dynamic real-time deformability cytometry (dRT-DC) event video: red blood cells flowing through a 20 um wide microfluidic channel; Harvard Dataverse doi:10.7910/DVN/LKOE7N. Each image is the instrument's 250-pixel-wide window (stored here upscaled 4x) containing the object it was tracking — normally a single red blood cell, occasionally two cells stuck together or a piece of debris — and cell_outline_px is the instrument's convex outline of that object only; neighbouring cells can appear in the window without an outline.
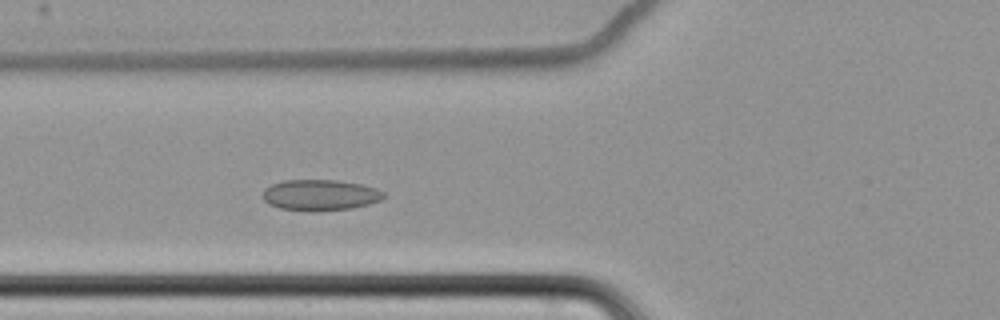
{"species": "common noctule bat (a hibernating species)", "species_latin": "Nyctalus noctula", "temperature_condition": "cold", "stored_images_in_passage": 56, "camera_frame_rate_fps": 3000, "um_per_image_px": 0.085, "animal": {"sex": "female", "body_mass_g": 22.7, "forearm_length_mm": 54.2}, "frame": {"image": 1, "passage_image": 19, "time_ms": 6.0, "image_size_px": [1000, 320], "cell_outline_px": [[384, 196], [380, 200], [368, 204], [352, 208], [312, 212], [308, 212], [280, 208], [268, 204], [264, 200], [264, 188], [272, 184], [284, 180], [336, 180], [360, 184], [376, 188], [384, 192]], "centroid_in_image_um": [27.19, 16.59], "position_along_channel_um": 98.6, "area_um2": 21.85}}
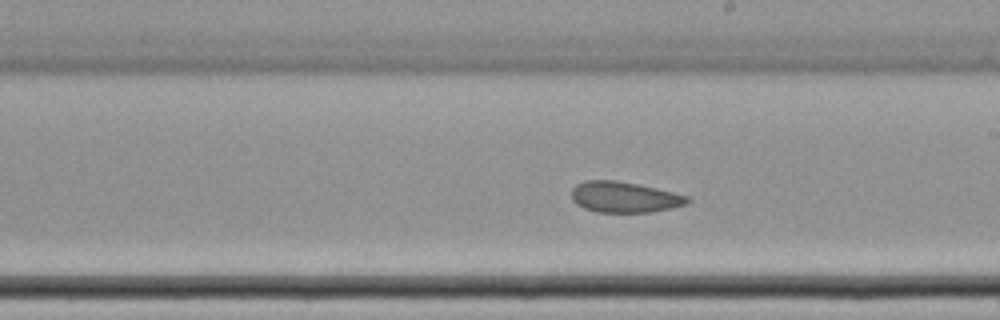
{"frame": {"image": 2, "passage_image": 31, "time_ms": 10.0, "image_size_px": [1000, 320], "cell_outline_px": [[692, 200], [688, 204], [672, 208], [652, 212], [596, 212], [584, 208], [576, 204], [572, 200], [572, 188], [576, 184], [584, 180], [616, 180], [656, 188], [688, 196]], "centroid_in_image_um": [53.07, 16.76], "position_along_channel_um": 235.9, "area_um2": 20.92}}
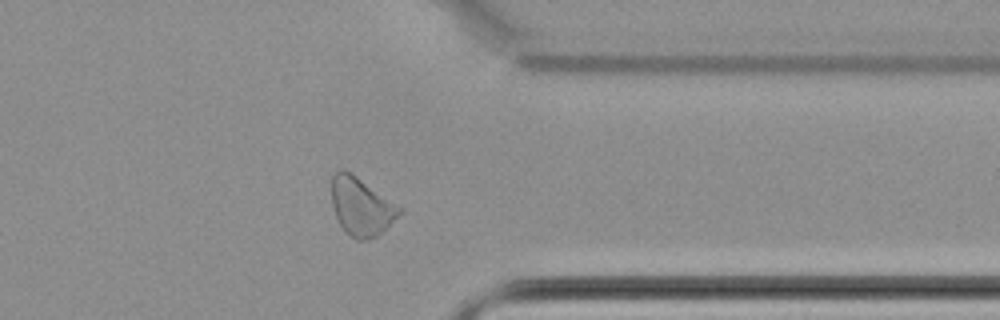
{"frame": {"image": 3, "passage_image": 44, "time_ms": 14.333, "image_size_px": [1000, 320], "cell_outline_px": [[404, 208], [376, 236], [364, 240], [356, 240], [340, 224], [336, 216], [332, 204], [332, 176], [340, 168], [344, 168]], "centroid_in_image_um": [30.68, 17.51], "position_along_channel_um": 380.7, "area_um2": 22.37}, "authors_computed_cell_mechanics": {"area_um2": 22.3397, "velocity_mm_per_s": 3.4401, "shape_relaxation_time_tau1_ms": null, "shape_relaxation_time_tau2_ms": 3.1169, "deformation_change_tau1": null, "deformation_change_tau2": 0.0739}}